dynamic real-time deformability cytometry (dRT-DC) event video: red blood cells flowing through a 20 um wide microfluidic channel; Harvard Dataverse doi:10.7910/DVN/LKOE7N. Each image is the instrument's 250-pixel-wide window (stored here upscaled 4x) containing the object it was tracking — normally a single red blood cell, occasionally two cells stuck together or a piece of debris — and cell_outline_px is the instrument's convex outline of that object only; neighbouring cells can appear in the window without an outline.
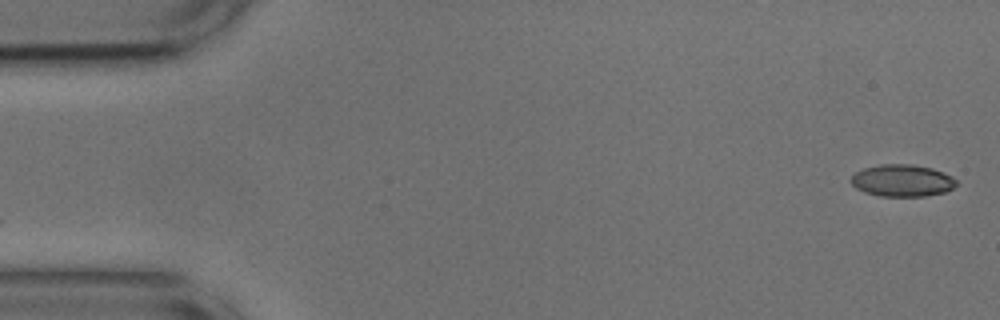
{"species": "common noctule bat (a hibernating species)", "species_latin": "Nyctalus noctula", "temperature_condition": "cold", "stored_images_in_passage": 38, "camera_frame_rate_fps": 3000, "um_per_image_px": 0.085, "animal": {"sex": "male", "body_mass_g": 17.9, "forearm_length_mm": 54.2}, "frame": {"image": 1, "passage_image": 1, "time_ms": 0.0, "image_size_px": [1000, 320], "cell_outline_px": [[956, 184], [952, 188], [944, 192], [924, 196], [880, 196], [864, 192], [856, 188], [848, 180], [856, 172], [864, 168], [880, 164], [912, 164], [932, 168], [944, 172], [952, 176], [956, 180]], "centroid_in_image_um": [76.67, 15.34], "position_along_channel_um": 8.3, "area_um2": 19.71}}
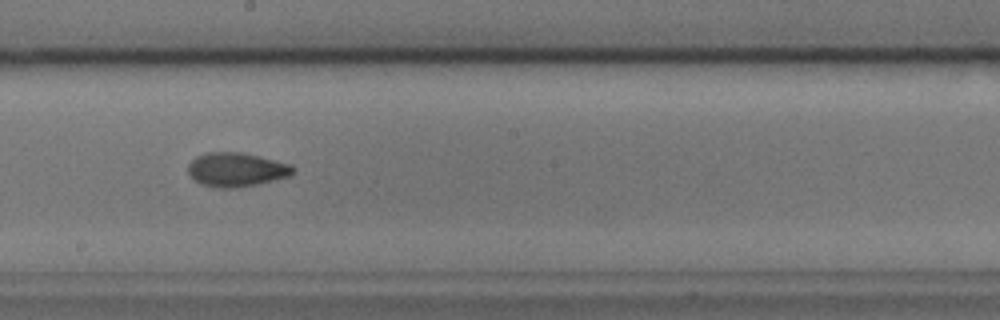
{"frame": {"image": 2, "passage_image": 29, "time_ms": 9.333, "image_size_px": [1000, 320], "cell_outline_px": [[296, 172], [292, 176], [256, 184], [232, 188], [216, 188], [200, 184], [188, 172], [188, 164], [196, 156], [208, 152], [240, 152], [292, 164], [296, 168]], "centroid_in_image_um": [20.13, 14.42], "position_along_channel_um": 228.1, "area_um2": 20.87}}
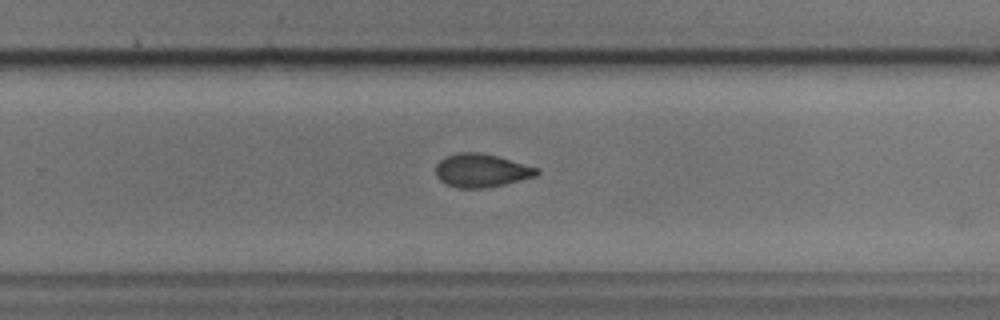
{"frame": {"image": 3, "passage_image": 34, "time_ms": 11.0, "image_size_px": [1000, 320], "cell_outline_px": [[540, 172], [536, 176], [488, 188], [456, 188], [444, 184], [436, 176], [436, 164], [440, 160], [456, 152], [476, 152], [496, 156], [536, 168]], "centroid_in_image_um": [40.86, 14.51], "position_along_channel_um": 288.9, "area_um2": 19.48}}